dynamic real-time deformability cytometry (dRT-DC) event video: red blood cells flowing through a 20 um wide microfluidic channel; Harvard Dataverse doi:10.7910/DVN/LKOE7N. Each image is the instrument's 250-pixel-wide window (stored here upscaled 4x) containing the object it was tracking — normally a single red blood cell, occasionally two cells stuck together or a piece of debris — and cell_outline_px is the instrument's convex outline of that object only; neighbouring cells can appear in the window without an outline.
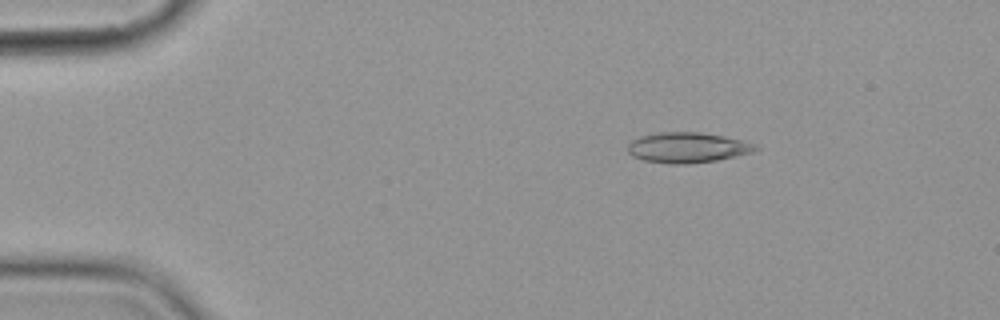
{"species": "common noctule bat (a hibernating species)", "species_latin": "Nyctalus noctula", "temperature_condition": "cold", "stored_images_in_passage": 4, "camera_frame_rate_fps": 3000, "um_per_image_px": 0.085, "animal": {"sex": "female", "body_mass_g": 19.9}, "frame": {"image": 1, "passage_image": 2, "time_ms": 2.0, "image_size_px": [1000, 320], "cell_outline_px": [[760, 148], [752, 152], [716, 160], [688, 164], [672, 164], [644, 160], [632, 156], [628, 152], [628, 144], [632, 140], [640, 136], [660, 132], [700, 132], [724, 136], [744, 140], [756, 144]], "centroid_in_image_um": [58.44, 12.53], "position_along_channel_um": 26.6, "area_um2": 22.6}}